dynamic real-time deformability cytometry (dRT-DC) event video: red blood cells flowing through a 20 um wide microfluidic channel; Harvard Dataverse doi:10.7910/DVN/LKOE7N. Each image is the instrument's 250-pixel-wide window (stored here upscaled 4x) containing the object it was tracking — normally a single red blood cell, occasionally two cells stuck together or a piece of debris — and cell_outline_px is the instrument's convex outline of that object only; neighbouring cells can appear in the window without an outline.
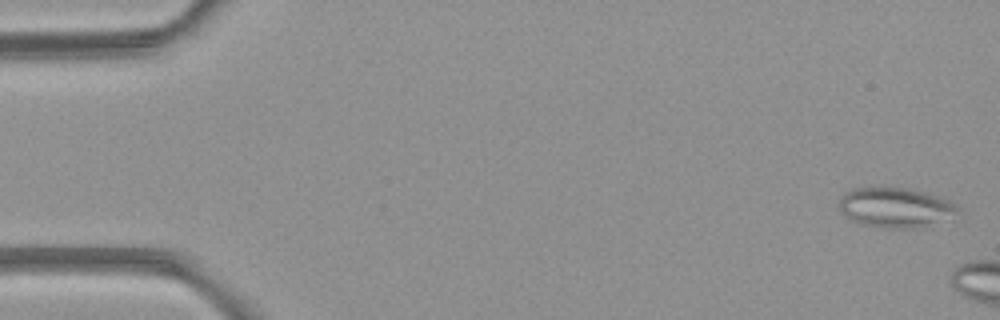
{"species": "common noctule bat (a hibernating species)", "species_latin": "Nyctalus noctula", "temperature_condition": "room temperature", "stored_images_in_passage": 7, "camera_frame_rate_fps": 3000, "um_per_image_px": 0.085, "animal": {"sex": "female", "body_mass_g": 21.9}, "frame": {"image": 1, "passage_image": 1, "time_ms": 0.0, "image_size_px": [1000, 320], "cell_outline_px": [[956, 208], [916, 228], [880, 228], [860, 224], [852, 220], [840, 208], [840, 196], [844, 192], [852, 188], [908, 188], [924, 192], [948, 200], [956, 204]], "centroid_in_image_um": [75.91, 17.6], "position_along_channel_um": 9.1, "area_um2": 26.07}}